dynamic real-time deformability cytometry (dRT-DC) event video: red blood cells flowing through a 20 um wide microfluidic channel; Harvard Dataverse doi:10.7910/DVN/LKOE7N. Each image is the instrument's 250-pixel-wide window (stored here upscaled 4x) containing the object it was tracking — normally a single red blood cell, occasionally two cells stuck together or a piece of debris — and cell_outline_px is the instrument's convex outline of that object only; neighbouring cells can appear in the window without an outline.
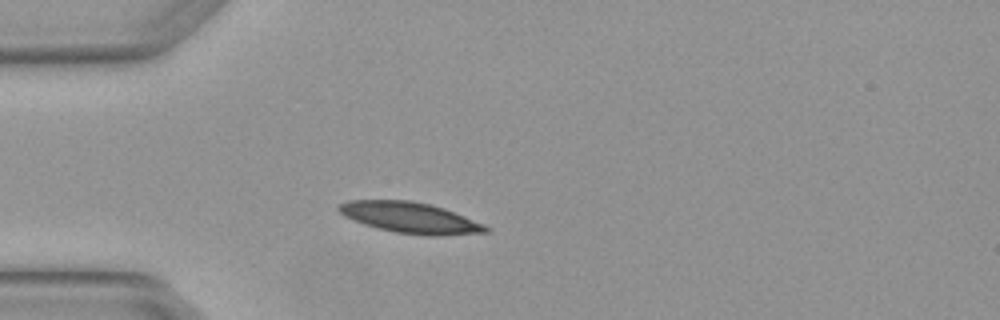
{"species": "Egyptian fruit bat (a non-hibernating species)", "species_latin": "Rousettus aegyptiacus", "temperature_condition": "warm", "stored_images_in_passage": 3, "camera_frame_rate_fps": 3000, "um_per_image_px": 0.085, "animal": {"sex": "female"}, "frame": {"image": 1, "passage_image": 2, "time_ms": 0.333, "image_size_px": [1000, 320], "cell_outline_px": [[492, 228], [488, 232], [436, 236], [428, 236], [396, 232], [364, 224], [344, 216], [336, 208], [340, 204], [348, 200], [412, 200], [444, 208], [484, 224]], "centroid_in_image_um": [34.88, 18.5], "position_along_channel_um": 50.1, "area_um2": 26.3}}